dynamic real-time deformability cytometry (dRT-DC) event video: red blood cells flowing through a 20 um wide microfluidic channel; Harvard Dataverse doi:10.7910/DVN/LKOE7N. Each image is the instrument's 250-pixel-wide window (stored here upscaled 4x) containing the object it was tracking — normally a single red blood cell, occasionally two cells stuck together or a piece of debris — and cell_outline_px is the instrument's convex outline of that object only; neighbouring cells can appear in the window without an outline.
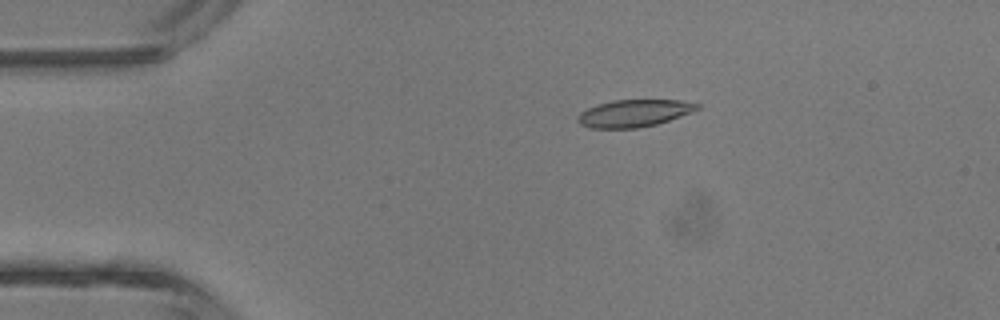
{"species": "common noctule bat (a hibernating species)", "species_latin": "Nyctalus noctula", "temperature_condition": "room temperature", "stored_images_in_passage": 3, "camera_frame_rate_fps": 3000, "um_per_image_px": 0.085, "animal": {"sex": "male", "body_mass_g": 13.3}, "frame": {"image": 1, "passage_image": 2, "time_ms": 1.0, "image_size_px": [1000, 320], "cell_outline_px": [[700, 108], [692, 112], [656, 124], [636, 128], [592, 128], [580, 124], [576, 120], [576, 116], [580, 112], [596, 104], [612, 100], [680, 100], [700, 104]], "centroid_in_image_um": [53.86, 9.62], "position_along_channel_um": 31.1, "area_um2": 18.96}}